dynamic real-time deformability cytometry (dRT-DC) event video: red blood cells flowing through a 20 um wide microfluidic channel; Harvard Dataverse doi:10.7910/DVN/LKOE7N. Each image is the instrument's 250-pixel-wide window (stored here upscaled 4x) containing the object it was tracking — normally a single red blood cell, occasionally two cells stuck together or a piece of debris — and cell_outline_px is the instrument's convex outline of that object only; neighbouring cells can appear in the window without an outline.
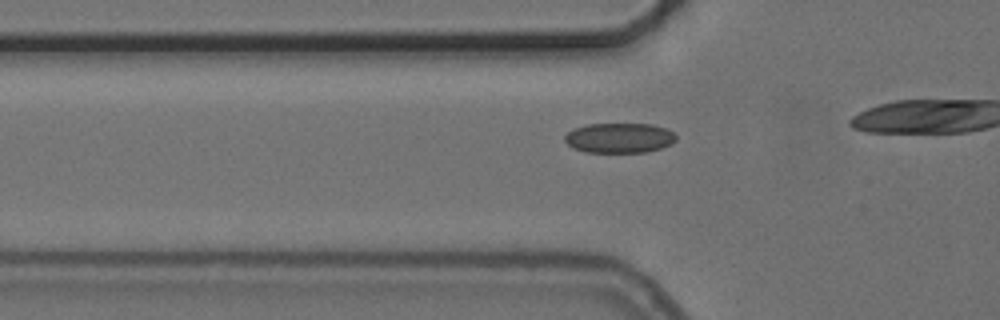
{"species": "common noctule bat (a hibernating species)", "species_latin": "Nyctalus noctula", "temperature_condition": "cold", "stored_images_in_passage": 31, "camera_frame_rate_fps": 3000, "um_per_image_px": 0.085, "animal": {"sex": "female", "body_mass_g": 24.6, "forearm_length_mm": 56.2}, "frame": {"image": 1, "passage_image": 15, "time_ms": 4.667, "image_size_px": [1000, 320], "cell_outline_px": [[676, 140], [672, 144], [660, 148], [644, 152], [584, 152], [572, 148], [564, 140], [564, 136], [568, 132], [576, 128], [588, 124], [652, 124], [664, 128], [672, 132], [676, 136]], "centroid_in_image_um": [52.63, 11.73], "position_along_channel_um": 73.2, "area_um2": 19.36}}
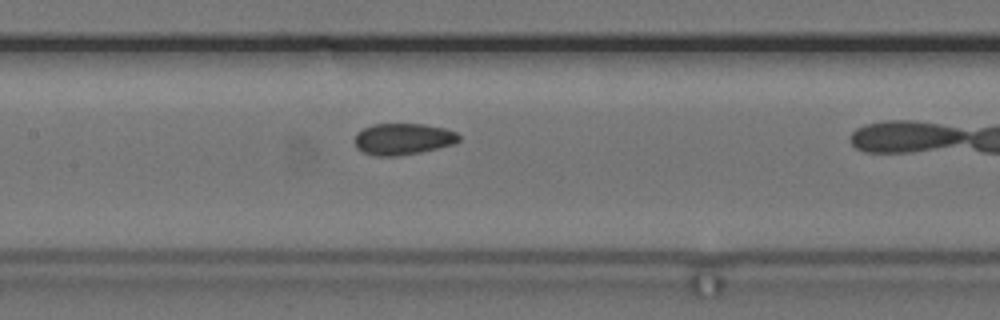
{"frame": {"image": 2, "passage_image": 23, "time_ms": 7.333, "image_size_px": [1000, 320], "cell_outline_px": [[460, 140], [456, 144], [420, 152], [396, 156], [376, 156], [364, 152], [356, 148], [356, 132], [372, 124], [424, 124], [444, 128], [456, 132], [460, 136]], "centroid_in_image_um": [34.28, 11.81], "position_along_channel_um": 173.1, "area_um2": 19.13}}
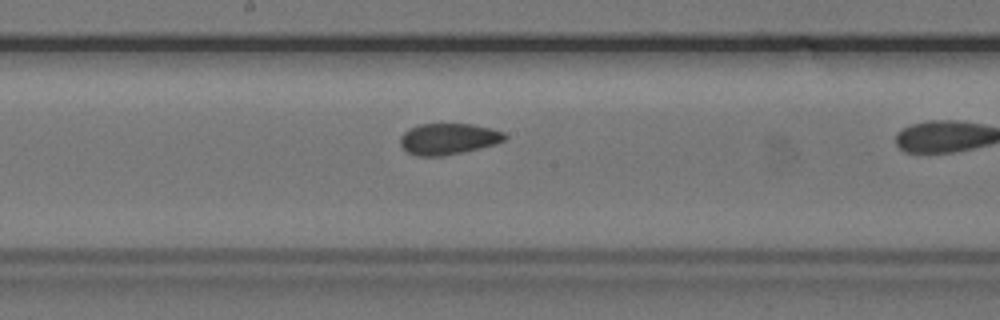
{"frame": {"image": 3, "passage_image": 26, "time_ms": 8.333, "image_size_px": [1000, 320], "cell_outline_px": [[508, 136], [504, 140], [496, 144], [480, 148], [444, 156], [416, 156], [408, 152], [400, 144], [400, 136], [408, 128], [420, 124], [440, 120], [472, 124], [492, 128], [504, 132]], "centroid_in_image_um": [38.1, 11.75], "position_along_channel_um": 210.1, "area_um2": 19.88}}